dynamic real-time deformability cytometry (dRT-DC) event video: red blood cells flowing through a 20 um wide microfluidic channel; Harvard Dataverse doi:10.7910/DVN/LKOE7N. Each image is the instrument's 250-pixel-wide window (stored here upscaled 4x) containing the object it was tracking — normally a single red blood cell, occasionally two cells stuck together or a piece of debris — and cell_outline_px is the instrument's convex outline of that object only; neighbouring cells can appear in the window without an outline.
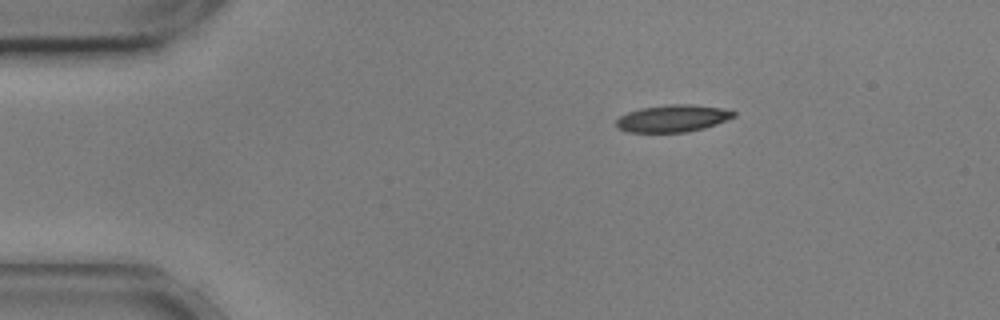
{"species": "common noctule bat (a hibernating species)", "species_latin": "Nyctalus noctula", "temperature_condition": "cold", "stored_images_in_passage": 47, "camera_frame_rate_fps": 3000, "um_per_image_px": 0.085, "animal": {"sex": "male", "body_mass_g": 17.9, "forearm_length_mm": 54.2}, "frame": {"image": 1, "passage_image": 1, "time_ms": 0.0, "image_size_px": [1000, 320], "cell_outline_px": [[736, 116], [716, 124], [704, 128], [688, 132], [628, 132], [616, 128], [616, 120], [620, 116], [628, 112], [640, 108], [668, 104], [692, 104], [720, 108], [736, 112]], "centroid_in_image_um": [57.16, 10.06], "position_along_channel_um": 27.8, "area_um2": 18.61}}
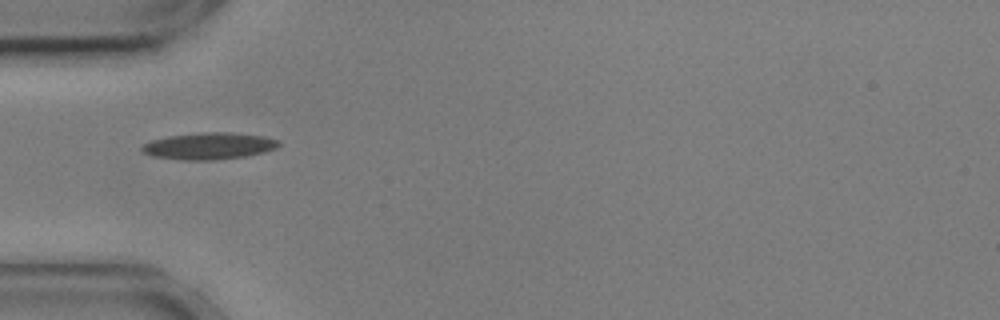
{"frame": {"image": 2, "passage_image": 9, "time_ms": 2.667, "image_size_px": [1000, 320], "cell_outline_px": [[280, 144], [276, 148], [264, 152], [244, 156], [212, 160], [184, 160], [152, 156], [144, 152], [140, 148], [144, 144], [152, 140], [168, 136], [204, 132], [232, 132], [264, 136], [280, 140]], "centroid_in_image_um": [17.79, 12.4], "position_along_channel_um": 67.2, "area_um2": 21.27}}
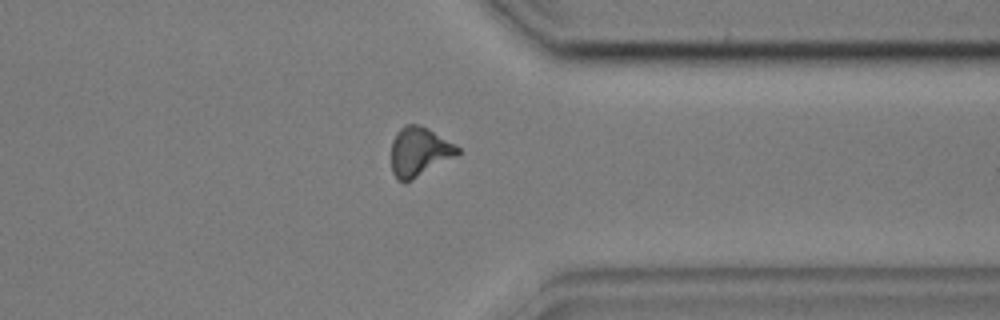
{"frame": {"image": 3, "passage_image": 35, "time_ms": 11.333, "image_size_px": [1000, 320], "cell_outline_px": [[460, 152], [456, 156], [412, 180], [404, 184], [396, 180], [392, 172], [392, 140], [396, 132], [404, 124], [420, 124], [428, 128], [456, 144], [460, 148]], "centroid_in_image_um": [35.62, 12.9], "position_along_channel_um": 375.8, "area_um2": 19.31}, "authors_computed_cell_mechanics": {"area_um2": 18.8428, "velocity_mm_per_s": 3.6023, "shape_relaxation_time_tau1_ms": 2.8917, "shape_relaxation_time_tau2_ms": 4.7519, "deformation_change_tau1": 0.1145, "deformation_change_tau2": 0.1368}}